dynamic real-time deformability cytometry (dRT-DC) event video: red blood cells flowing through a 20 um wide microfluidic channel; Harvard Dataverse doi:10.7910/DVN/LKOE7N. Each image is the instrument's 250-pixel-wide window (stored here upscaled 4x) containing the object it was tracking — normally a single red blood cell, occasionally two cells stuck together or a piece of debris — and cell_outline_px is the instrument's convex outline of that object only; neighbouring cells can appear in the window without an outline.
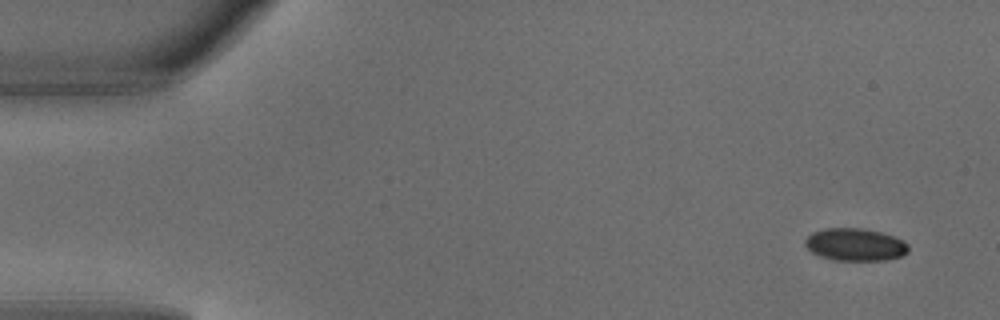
{"species": "common noctule bat (a hibernating species)", "species_latin": "Nyctalus noctula", "temperature_condition": "warm", "stored_images_in_passage": 4, "camera_frame_rate_fps": 3000, "um_per_image_px": 0.085, "animal": {"sex": "male", "body_mass_g": 18.8}, "frame": {"image": 1, "passage_image": 1, "time_ms": 0.0, "image_size_px": [1000, 320], "cell_outline_px": [[908, 252], [900, 256], [884, 260], [832, 260], [820, 256], [812, 252], [804, 244], [804, 240], [812, 232], [824, 228], [864, 228], [880, 232], [904, 240], [908, 244]], "centroid_in_image_um": [72.67, 20.78], "position_along_channel_um": 12.3, "area_um2": 19.59}}
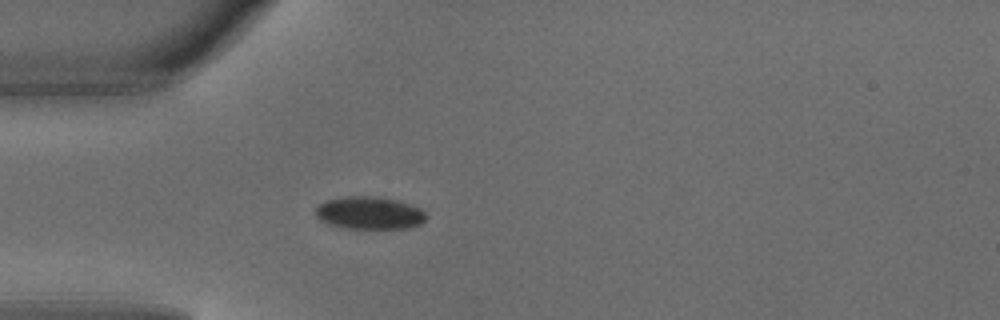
{"frame": {"image": 2, "passage_image": 4, "time_ms": 1.0, "image_size_px": [1000, 320], "cell_outline_px": [[428, 216], [420, 224], [408, 228], [344, 228], [328, 224], [320, 220], [316, 216], [316, 208], [320, 204], [328, 200], [348, 196], [376, 196], [400, 200], [412, 204], [420, 208]], "centroid_in_image_um": [31.43, 18.09], "position_along_channel_um": 53.6, "area_um2": 21.1}}